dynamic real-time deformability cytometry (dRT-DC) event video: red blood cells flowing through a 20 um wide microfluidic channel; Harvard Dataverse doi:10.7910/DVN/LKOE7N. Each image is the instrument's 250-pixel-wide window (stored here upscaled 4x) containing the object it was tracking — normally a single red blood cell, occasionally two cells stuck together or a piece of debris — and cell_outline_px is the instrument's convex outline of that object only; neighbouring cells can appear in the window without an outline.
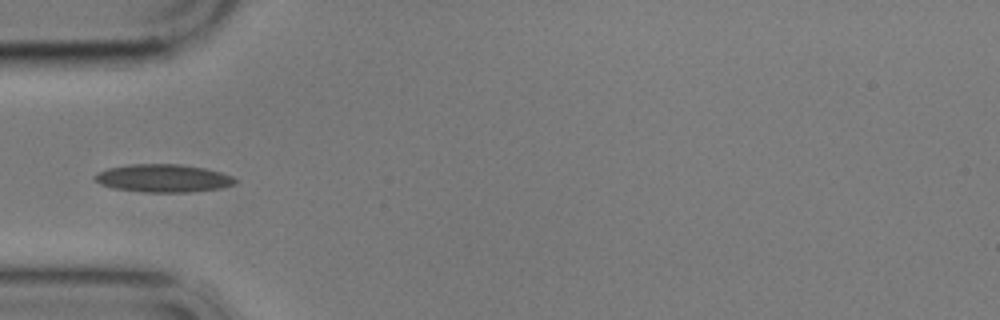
{"species": "common noctule bat (a hibernating species)", "species_latin": "Nyctalus noctula", "temperature_condition": "cold", "stored_images_in_passage": 11, "camera_frame_rate_fps": 3000, "um_per_image_px": 0.085, "animal": {"sex": "male", "body_mass_g": 17.9}, "frame": {"image": 1, "passage_image": 1, "time_ms": 0.0, "image_size_px": [1000, 320], "cell_outline_px": [[236, 184], [220, 188], [188, 192], [144, 192], [112, 188], [100, 184], [92, 176], [96, 172], [108, 168], [132, 164], [180, 164], [204, 168], [220, 172], [232, 176], [236, 180]], "centroid_in_image_um": [13.84, 15.15], "position_along_channel_um": 71.2, "area_um2": 22.83}}
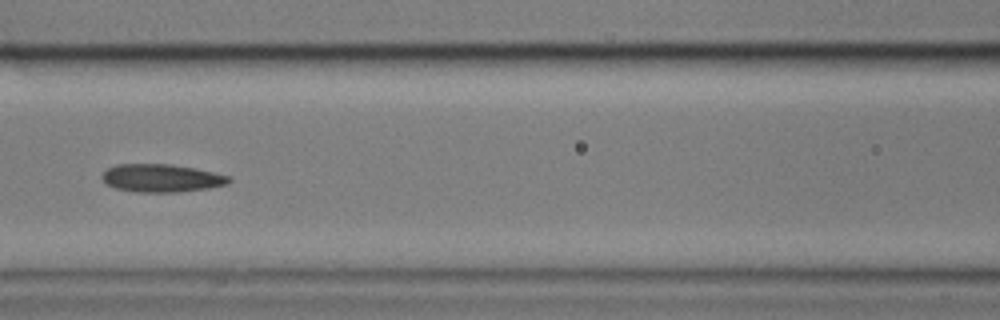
{"frame": {"image": 2, "passage_image": 3, "time_ms": 2.333, "image_size_px": [1000, 320], "cell_outline_px": [[232, 180], [228, 184], [208, 188], [180, 192], [136, 192], [116, 188], [104, 184], [100, 176], [108, 168], [116, 164], [172, 164], [196, 168], [232, 176]], "centroid_in_image_um": [13.74, 15.14], "position_along_channel_um": 152.9, "area_um2": 20.98}}
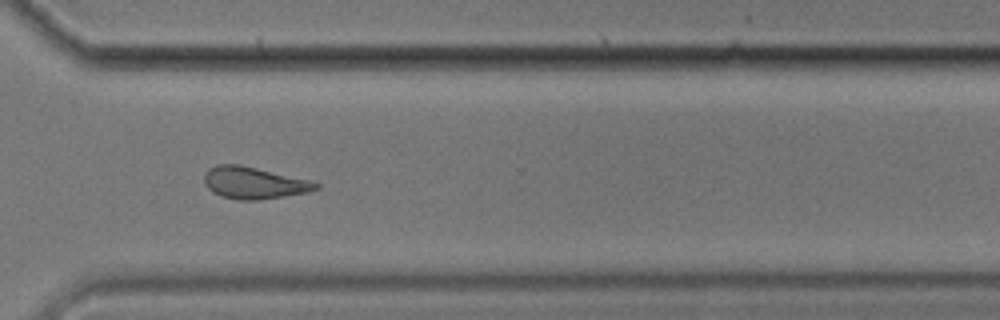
{"frame": {"image": 3, "passage_image": 8, "time_ms": 8.0, "image_size_px": [1000, 320], "cell_outline_px": [[320, 188], [308, 192], [256, 200], [236, 200], [220, 196], [212, 192], [204, 184], [204, 172], [208, 168], [216, 164], [240, 164], [308, 180], [320, 184]], "centroid_in_image_um": [21.52, 15.54], "position_along_channel_um": 349.1, "area_um2": 20.75}, "authors_computed_cell_mechanics": {"area_um2": 20.5768, "velocity_mm_per_s": 3.4688, "shape_relaxation_time_tau1_ms": null, "shape_relaxation_time_tau2_ms": 8.0922, "deformation_change_tau1": null, "deformation_change_tau2": 0.1672}}